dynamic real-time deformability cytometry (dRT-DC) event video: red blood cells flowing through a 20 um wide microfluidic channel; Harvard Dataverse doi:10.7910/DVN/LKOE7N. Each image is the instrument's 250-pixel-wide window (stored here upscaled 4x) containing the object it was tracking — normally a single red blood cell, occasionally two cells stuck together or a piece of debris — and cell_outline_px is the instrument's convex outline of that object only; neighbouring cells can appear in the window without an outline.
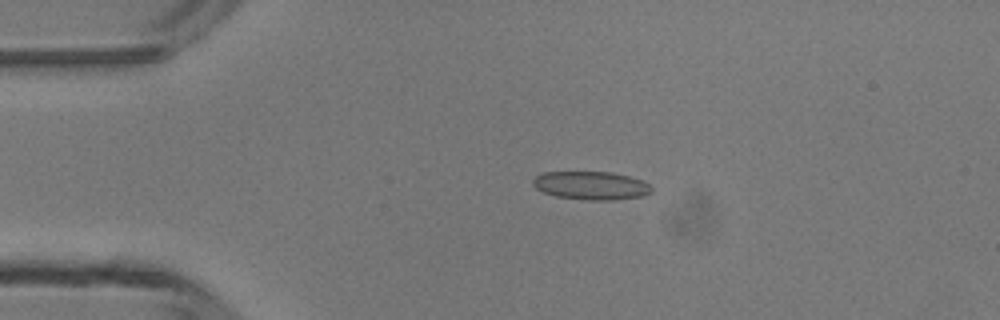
{"species": "common noctule bat (a hibernating species)", "species_latin": "Nyctalus noctula", "temperature_condition": "room temperature", "stored_images_in_passage": 3, "camera_frame_rate_fps": 3000, "um_per_image_px": 0.085, "animal": {"sex": "male", "body_mass_g": 13.3}, "frame": {"image": 1, "passage_image": 2, "time_ms": 2.0, "image_size_px": [1000, 320], "cell_outline_px": [[652, 192], [644, 196], [612, 200], [588, 200], [556, 196], [544, 192], [536, 188], [532, 184], [532, 180], [536, 176], [544, 172], [612, 172], [644, 180], [652, 188]], "centroid_in_image_um": [50.27, 15.77], "position_along_channel_um": 34.7, "area_um2": 19.59}}